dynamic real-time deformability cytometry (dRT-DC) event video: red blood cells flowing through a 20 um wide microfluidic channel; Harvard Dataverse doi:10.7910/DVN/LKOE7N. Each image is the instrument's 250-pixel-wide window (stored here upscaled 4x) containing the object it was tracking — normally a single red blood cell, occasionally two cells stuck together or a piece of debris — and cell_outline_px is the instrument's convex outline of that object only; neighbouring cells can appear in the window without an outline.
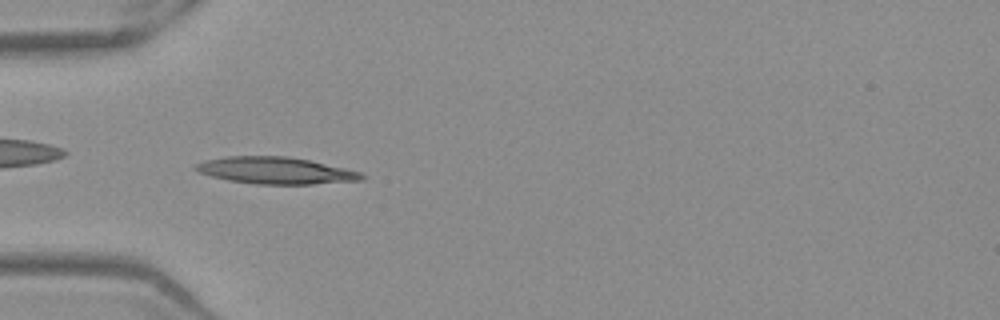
{"species": "Egyptian fruit bat (a non-hibernating species)", "species_latin": "Rousettus aegyptiacus", "temperature_condition": "warm", "stored_images_in_passage": 50, "camera_frame_rate_fps": 3000, "um_per_image_px": 0.085, "frame": {"image": 1, "passage_image": 15, "time_ms": 4.667, "image_size_px": [1000, 320], "cell_outline_px": [[364, 180], [312, 184], [256, 184], [228, 180], [196, 172], [192, 168], [196, 164], [204, 160], [228, 156], [288, 156], [308, 160], [344, 168], [360, 172], [364, 176]], "centroid_in_image_um": [23.38, 14.49], "position_along_channel_um": 61.6, "area_um2": 25.89}}
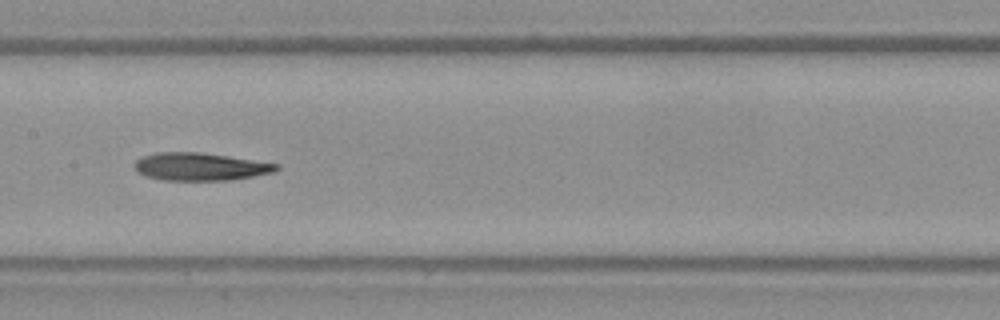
{"frame": {"image": 2, "passage_image": 25, "time_ms": 8.0, "image_size_px": [1000, 320], "cell_outline_px": [[280, 168], [272, 172], [232, 180], [164, 180], [148, 176], [136, 172], [132, 164], [136, 160], [144, 156], [156, 152], [200, 152], [228, 156], [280, 164]], "centroid_in_image_um": [16.99, 14.16], "position_along_channel_um": 190.4, "area_um2": 22.89}}
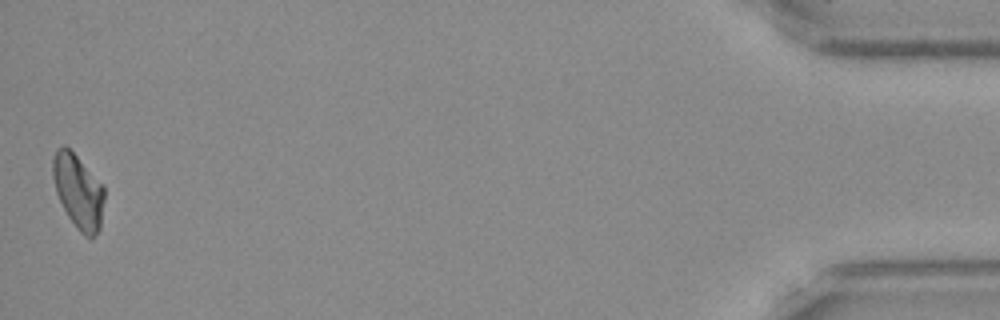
{"frame": {"image": 3, "passage_image": 50, "time_ms": 16.333, "image_size_px": [1000, 320], "cell_outline_px": [[104, 200], [100, 228], [92, 240], [84, 236], [80, 232], [68, 216], [56, 192], [52, 176], [52, 156], [56, 148], [64, 144], [76, 156], [104, 188]], "centroid_in_image_um": [6.63, 16.28], "position_along_channel_um": 428.6, "area_um2": 22.02}}